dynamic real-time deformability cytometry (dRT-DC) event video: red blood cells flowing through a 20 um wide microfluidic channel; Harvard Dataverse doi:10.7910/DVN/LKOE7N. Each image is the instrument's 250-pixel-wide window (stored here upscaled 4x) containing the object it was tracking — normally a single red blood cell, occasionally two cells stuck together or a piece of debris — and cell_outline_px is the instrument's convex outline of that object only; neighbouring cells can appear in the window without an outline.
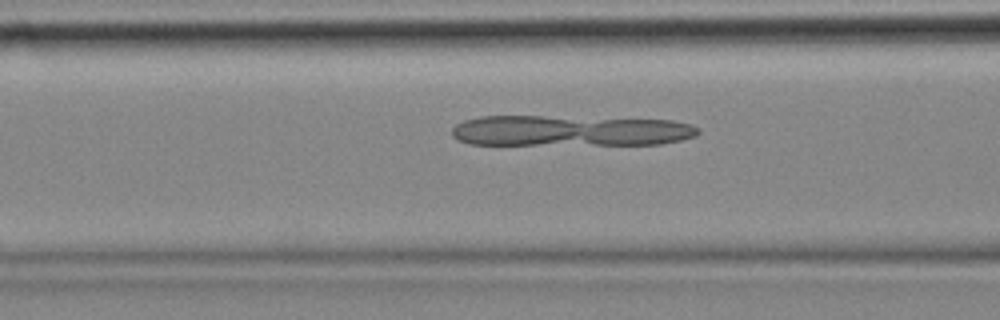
{"species": "common noctule bat (a hibernating species)", "species_latin": "Nyctalus noctula", "temperature_condition": "cold", "stored_images_in_passage": 49, "camera_frame_rate_fps": 3000, "um_per_image_px": 0.085, "animal": {"sex": "female", "body_mass_g": 18.4}, "frame": {"image": 1, "passage_image": 14, "time_ms": 4.333, "image_size_px": [1000, 320], "cell_outline_px": [[700, 132], [696, 136], [680, 140], [660, 144], [472, 144], [456, 140], [452, 136], [452, 128], [456, 124], [464, 120], [480, 116], [540, 116], [672, 120], [692, 124], [700, 128]], "centroid_in_image_um": [48.47, 11.11], "position_along_channel_um": 118.1, "area_um2": 44.27}}
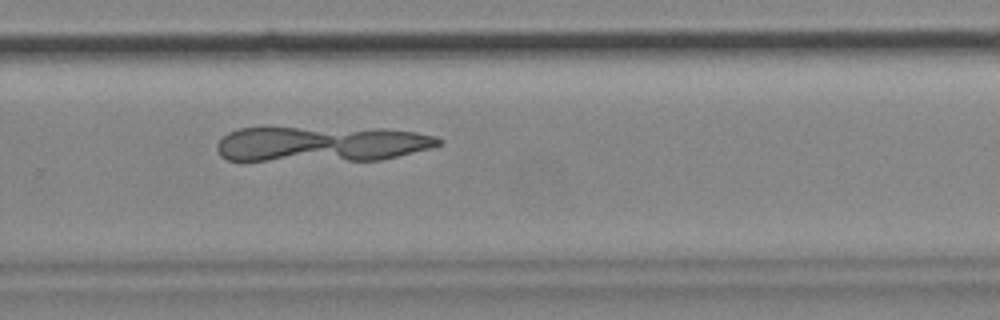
{"frame": {"image": 2, "passage_image": 30, "time_ms": 9.667, "image_size_px": [1000, 320], "cell_outline_px": [[444, 140], [440, 144], [432, 148], [380, 160], [228, 160], [220, 156], [216, 148], [216, 144], [228, 132], [240, 128], [384, 128], [416, 132], [436, 136]], "centroid_in_image_um": [27.37, 12.23], "position_along_channel_um": 302.4, "area_um2": 45.84}}
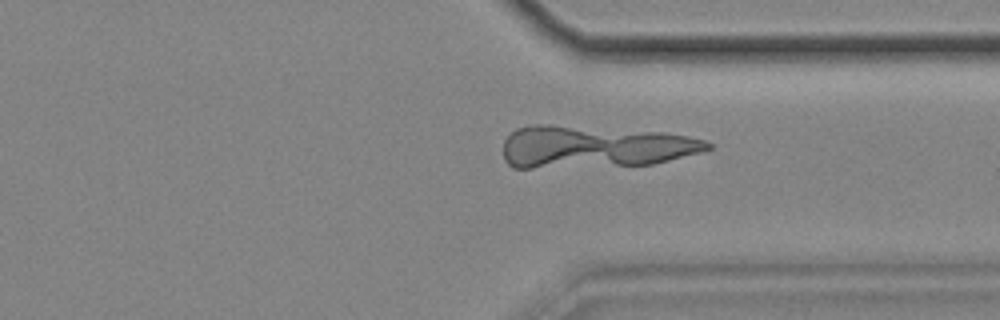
{"frame": {"image": 3, "passage_image": 35, "time_ms": 11.333, "image_size_px": [1000, 320], "cell_outline_px": [[712, 148], [700, 152], [652, 164], [532, 168], [512, 168], [504, 160], [504, 140], [516, 128], [532, 124], [548, 124], [664, 132], [688, 136], [704, 140], [712, 144]], "centroid_in_image_um": [50.48, 12.47], "position_along_channel_um": 360.9, "area_um2": 50.29}}